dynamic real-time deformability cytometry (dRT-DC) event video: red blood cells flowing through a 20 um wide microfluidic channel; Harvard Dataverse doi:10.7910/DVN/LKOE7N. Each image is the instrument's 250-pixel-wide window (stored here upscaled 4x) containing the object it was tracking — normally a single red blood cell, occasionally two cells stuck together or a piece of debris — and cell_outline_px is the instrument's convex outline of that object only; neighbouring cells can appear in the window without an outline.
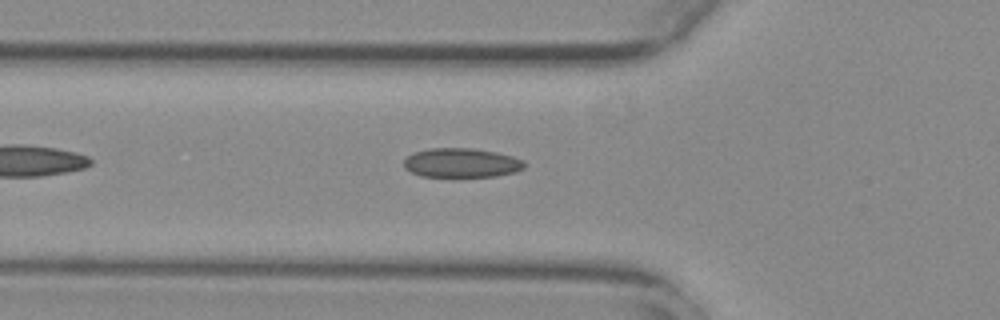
{"species": "common noctule bat (a hibernating species)", "species_latin": "Nyctalus noctula", "temperature_condition": "warm", "stored_images_in_passage": 39, "camera_frame_rate_fps": 3000, "um_per_image_px": 0.085, "animal": {"sex": "female", "body_mass_g": 29.2, "forearm_length_mm": 56.3}, "frame": {"image": 1, "passage_image": 7, "time_ms": 2.0, "image_size_px": [1000, 320], "cell_outline_px": [[524, 168], [516, 172], [496, 176], [456, 180], [420, 176], [404, 168], [404, 160], [408, 156], [416, 152], [428, 148], [472, 148], [496, 152], [512, 156], [524, 160]], "centroid_in_image_um": [39.22, 13.9], "position_along_channel_um": 86.6, "area_um2": 21.56}}
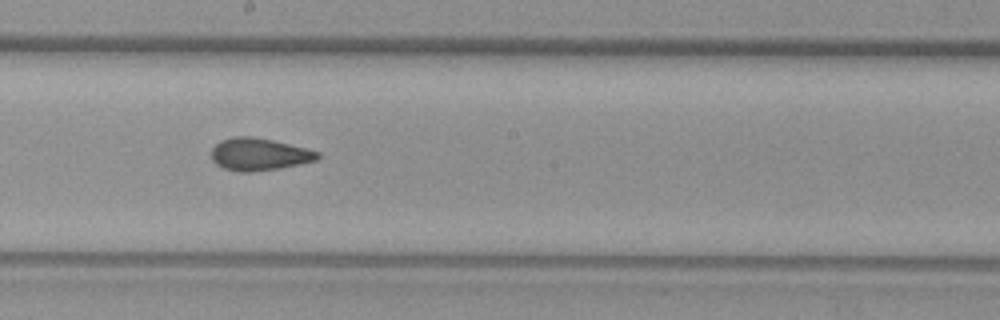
{"frame": {"image": 2, "passage_image": 18, "time_ms": 5.667, "image_size_px": [1000, 320], "cell_outline_px": [[320, 156], [316, 160], [280, 168], [252, 172], [240, 172], [224, 168], [216, 164], [212, 160], [212, 148], [220, 140], [232, 136], [252, 136], [272, 140], [308, 148], [320, 152]], "centroid_in_image_um": [22.02, 13.1], "position_along_channel_um": 226.2, "area_um2": 20.11}}
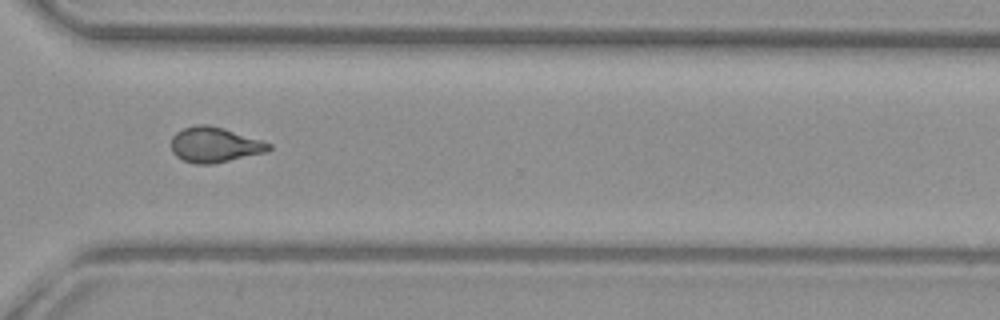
{"frame": {"image": 3, "passage_image": 28, "time_ms": 9.0, "image_size_px": [1000, 320], "cell_outline_px": [[272, 148], [268, 152], [212, 164], [196, 164], [184, 160], [176, 156], [172, 152], [172, 136], [176, 132], [184, 128], [196, 124], [208, 124], [224, 128], [272, 144]], "centroid_in_image_um": [18.25, 12.3], "position_along_channel_um": 352.4, "area_um2": 20.06}, "authors_computed_cell_mechanics": {"area_um2": 19.7676, "velocity_mm_per_s": 3.7887, "shape_relaxation_time_tau1_ms": null, "shape_relaxation_time_tau2_ms": 1.8697, "deformation_change_tau1": null, "deformation_change_tau2": 0.0885}}